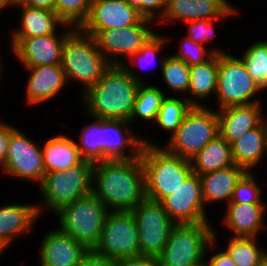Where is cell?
<instances>
[{"instance_id":"cell-1","label":"cell","mask_w":267,"mask_h":266,"mask_svg":"<svg viewBox=\"0 0 267 266\" xmlns=\"http://www.w3.org/2000/svg\"><path fill=\"white\" fill-rule=\"evenodd\" d=\"M92 194L110 211H131L145 197L141 157L94 163Z\"/></svg>"},{"instance_id":"cell-2","label":"cell","mask_w":267,"mask_h":266,"mask_svg":"<svg viewBox=\"0 0 267 266\" xmlns=\"http://www.w3.org/2000/svg\"><path fill=\"white\" fill-rule=\"evenodd\" d=\"M122 65H111L102 78L80 94L86 116L129 122L140 87Z\"/></svg>"},{"instance_id":"cell-3","label":"cell","mask_w":267,"mask_h":266,"mask_svg":"<svg viewBox=\"0 0 267 266\" xmlns=\"http://www.w3.org/2000/svg\"><path fill=\"white\" fill-rule=\"evenodd\" d=\"M143 144L140 157L144 168L145 197L161 202L193 172L191 163L168 153L159 143L147 138H143Z\"/></svg>"},{"instance_id":"cell-4","label":"cell","mask_w":267,"mask_h":266,"mask_svg":"<svg viewBox=\"0 0 267 266\" xmlns=\"http://www.w3.org/2000/svg\"><path fill=\"white\" fill-rule=\"evenodd\" d=\"M61 67L68 84L76 81L81 84V94L95 85L111 66L98 49L93 36L76 28L64 41Z\"/></svg>"},{"instance_id":"cell-5","label":"cell","mask_w":267,"mask_h":266,"mask_svg":"<svg viewBox=\"0 0 267 266\" xmlns=\"http://www.w3.org/2000/svg\"><path fill=\"white\" fill-rule=\"evenodd\" d=\"M93 166V162L83 160L68 170L46 173L38 186L42 198V203L36 204L39 216L46 209L54 215L63 206L92 194Z\"/></svg>"},{"instance_id":"cell-6","label":"cell","mask_w":267,"mask_h":266,"mask_svg":"<svg viewBox=\"0 0 267 266\" xmlns=\"http://www.w3.org/2000/svg\"><path fill=\"white\" fill-rule=\"evenodd\" d=\"M110 210L93 194L75 200L56 212L58 228L72 236L87 250L98 245L106 217Z\"/></svg>"},{"instance_id":"cell-7","label":"cell","mask_w":267,"mask_h":266,"mask_svg":"<svg viewBox=\"0 0 267 266\" xmlns=\"http://www.w3.org/2000/svg\"><path fill=\"white\" fill-rule=\"evenodd\" d=\"M219 135L215 108L193 106L175 133L161 145L168 153L190 160Z\"/></svg>"},{"instance_id":"cell-8","label":"cell","mask_w":267,"mask_h":266,"mask_svg":"<svg viewBox=\"0 0 267 266\" xmlns=\"http://www.w3.org/2000/svg\"><path fill=\"white\" fill-rule=\"evenodd\" d=\"M214 230L210 222L175 224L157 257L158 266H191L206 258Z\"/></svg>"},{"instance_id":"cell-9","label":"cell","mask_w":267,"mask_h":266,"mask_svg":"<svg viewBox=\"0 0 267 266\" xmlns=\"http://www.w3.org/2000/svg\"><path fill=\"white\" fill-rule=\"evenodd\" d=\"M239 57L229 52L218 54V80L215 94L218 109L263 102L262 98L258 99V97L264 91L251 77Z\"/></svg>"},{"instance_id":"cell-10","label":"cell","mask_w":267,"mask_h":266,"mask_svg":"<svg viewBox=\"0 0 267 266\" xmlns=\"http://www.w3.org/2000/svg\"><path fill=\"white\" fill-rule=\"evenodd\" d=\"M94 251L113 260L140 256L139 235L131 211H110Z\"/></svg>"},{"instance_id":"cell-11","label":"cell","mask_w":267,"mask_h":266,"mask_svg":"<svg viewBox=\"0 0 267 266\" xmlns=\"http://www.w3.org/2000/svg\"><path fill=\"white\" fill-rule=\"evenodd\" d=\"M131 212L137 224L140 255L158 257L164 250L175 223L160 202L148 198Z\"/></svg>"},{"instance_id":"cell-12","label":"cell","mask_w":267,"mask_h":266,"mask_svg":"<svg viewBox=\"0 0 267 266\" xmlns=\"http://www.w3.org/2000/svg\"><path fill=\"white\" fill-rule=\"evenodd\" d=\"M154 23L153 20L142 18L137 24L129 27L101 30L94 39L98 49L111 65H122L127 62L126 58L138 52L156 33L151 29Z\"/></svg>"},{"instance_id":"cell-13","label":"cell","mask_w":267,"mask_h":266,"mask_svg":"<svg viewBox=\"0 0 267 266\" xmlns=\"http://www.w3.org/2000/svg\"><path fill=\"white\" fill-rule=\"evenodd\" d=\"M33 140L18 128L12 133L2 173L14 179L28 180L39 185L46 171L41 145Z\"/></svg>"},{"instance_id":"cell-14","label":"cell","mask_w":267,"mask_h":266,"mask_svg":"<svg viewBox=\"0 0 267 266\" xmlns=\"http://www.w3.org/2000/svg\"><path fill=\"white\" fill-rule=\"evenodd\" d=\"M75 29L65 24L64 32L57 30L55 33L45 36L11 38V54L14 53L17 62H20L24 68L61 64L64 41Z\"/></svg>"},{"instance_id":"cell-15","label":"cell","mask_w":267,"mask_h":266,"mask_svg":"<svg viewBox=\"0 0 267 266\" xmlns=\"http://www.w3.org/2000/svg\"><path fill=\"white\" fill-rule=\"evenodd\" d=\"M160 203L175 224L211 222L202 199L200 176L193 172Z\"/></svg>"},{"instance_id":"cell-16","label":"cell","mask_w":267,"mask_h":266,"mask_svg":"<svg viewBox=\"0 0 267 266\" xmlns=\"http://www.w3.org/2000/svg\"><path fill=\"white\" fill-rule=\"evenodd\" d=\"M142 18L125 0H94L86 21L79 29L94 37L101 30L135 25Z\"/></svg>"},{"instance_id":"cell-17","label":"cell","mask_w":267,"mask_h":266,"mask_svg":"<svg viewBox=\"0 0 267 266\" xmlns=\"http://www.w3.org/2000/svg\"><path fill=\"white\" fill-rule=\"evenodd\" d=\"M28 71L25 102L27 106H38L48 102L68 86L65 73L60 64L23 68Z\"/></svg>"},{"instance_id":"cell-18","label":"cell","mask_w":267,"mask_h":266,"mask_svg":"<svg viewBox=\"0 0 267 266\" xmlns=\"http://www.w3.org/2000/svg\"><path fill=\"white\" fill-rule=\"evenodd\" d=\"M39 244V266H77L88 251L59 228L47 231Z\"/></svg>"},{"instance_id":"cell-19","label":"cell","mask_w":267,"mask_h":266,"mask_svg":"<svg viewBox=\"0 0 267 266\" xmlns=\"http://www.w3.org/2000/svg\"><path fill=\"white\" fill-rule=\"evenodd\" d=\"M132 127L127 121L104 119V160H132L140 157L143 138L134 133Z\"/></svg>"},{"instance_id":"cell-20","label":"cell","mask_w":267,"mask_h":266,"mask_svg":"<svg viewBox=\"0 0 267 266\" xmlns=\"http://www.w3.org/2000/svg\"><path fill=\"white\" fill-rule=\"evenodd\" d=\"M263 104V102H257L251 105L216 109L219 120V135L231 145L247 131L257 127L264 115Z\"/></svg>"},{"instance_id":"cell-21","label":"cell","mask_w":267,"mask_h":266,"mask_svg":"<svg viewBox=\"0 0 267 266\" xmlns=\"http://www.w3.org/2000/svg\"><path fill=\"white\" fill-rule=\"evenodd\" d=\"M225 207L222 223L233 233L231 237H259L267 228V205L228 203Z\"/></svg>"},{"instance_id":"cell-22","label":"cell","mask_w":267,"mask_h":266,"mask_svg":"<svg viewBox=\"0 0 267 266\" xmlns=\"http://www.w3.org/2000/svg\"><path fill=\"white\" fill-rule=\"evenodd\" d=\"M231 7L223 0H167L166 11L158 23L218 20Z\"/></svg>"},{"instance_id":"cell-23","label":"cell","mask_w":267,"mask_h":266,"mask_svg":"<svg viewBox=\"0 0 267 266\" xmlns=\"http://www.w3.org/2000/svg\"><path fill=\"white\" fill-rule=\"evenodd\" d=\"M36 201L34 203H9L0 206V241L8 248L15 240L34 231L39 220ZM34 226V227H33Z\"/></svg>"},{"instance_id":"cell-24","label":"cell","mask_w":267,"mask_h":266,"mask_svg":"<svg viewBox=\"0 0 267 266\" xmlns=\"http://www.w3.org/2000/svg\"><path fill=\"white\" fill-rule=\"evenodd\" d=\"M11 8H19L21 14L17 28L10 30V38H30L55 33L64 30L65 24L51 10L32 8L21 4L18 0L11 1ZM59 27V28H57ZM62 27V28H61Z\"/></svg>"},{"instance_id":"cell-25","label":"cell","mask_w":267,"mask_h":266,"mask_svg":"<svg viewBox=\"0 0 267 266\" xmlns=\"http://www.w3.org/2000/svg\"><path fill=\"white\" fill-rule=\"evenodd\" d=\"M69 137L65 133L51 135L41 145L46 173L68 170L84 160L75 139Z\"/></svg>"},{"instance_id":"cell-26","label":"cell","mask_w":267,"mask_h":266,"mask_svg":"<svg viewBox=\"0 0 267 266\" xmlns=\"http://www.w3.org/2000/svg\"><path fill=\"white\" fill-rule=\"evenodd\" d=\"M246 171L237 165L199 175L202 188V199L205 204L230 203L236 183Z\"/></svg>"},{"instance_id":"cell-27","label":"cell","mask_w":267,"mask_h":266,"mask_svg":"<svg viewBox=\"0 0 267 266\" xmlns=\"http://www.w3.org/2000/svg\"><path fill=\"white\" fill-rule=\"evenodd\" d=\"M218 54L202 64L190 66V85L187 99L192 106H207L205 101L216 94ZM204 101V103L202 102Z\"/></svg>"},{"instance_id":"cell-28","label":"cell","mask_w":267,"mask_h":266,"mask_svg":"<svg viewBox=\"0 0 267 266\" xmlns=\"http://www.w3.org/2000/svg\"><path fill=\"white\" fill-rule=\"evenodd\" d=\"M232 158L235 165L247 172H253L264 156L266 158L265 134L262 122L247 131L241 138L231 144Z\"/></svg>"},{"instance_id":"cell-29","label":"cell","mask_w":267,"mask_h":266,"mask_svg":"<svg viewBox=\"0 0 267 266\" xmlns=\"http://www.w3.org/2000/svg\"><path fill=\"white\" fill-rule=\"evenodd\" d=\"M192 171L203 175L235 165L231 145L220 135L190 159Z\"/></svg>"},{"instance_id":"cell-30","label":"cell","mask_w":267,"mask_h":266,"mask_svg":"<svg viewBox=\"0 0 267 266\" xmlns=\"http://www.w3.org/2000/svg\"><path fill=\"white\" fill-rule=\"evenodd\" d=\"M170 40L173 41L172 38L170 39L168 36L156 32L151 38L148 39V41L141 47V49L135 54L131 55L127 59L128 62H124L122 66L129 72V75L135 81L141 84L147 83L146 79H144V76L142 77L140 74L138 75L139 72H136V69H134L135 66L147 69V67L151 66L150 64L154 63L153 65H156L155 62L158 58V63L160 65L159 68L162 67L166 55L161 58L159 56L160 53L164 51V48L166 47V45H168L167 43ZM146 64L149 66H146ZM132 65L134 66V68H132Z\"/></svg>"},{"instance_id":"cell-31","label":"cell","mask_w":267,"mask_h":266,"mask_svg":"<svg viewBox=\"0 0 267 266\" xmlns=\"http://www.w3.org/2000/svg\"><path fill=\"white\" fill-rule=\"evenodd\" d=\"M87 117L93 121L80 129L76 146L84 160L93 163L104 161V119Z\"/></svg>"},{"instance_id":"cell-32","label":"cell","mask_w":267,"mask_h":266,"mask_svg":"<svg viewBox=\"0 0 267 266\" xmlns=\"http://www.w3.org/2000/svg\"><path fill=\"white\" fill-rule=\"evenodd\" d=\"M166 96H168V94H165L164 90L160 87L158 88V86L156 87L151 83L140 84L129 120L131 125L140 118V121H151L154 123L157 119L162 100Z\"/></svg>"},{"instance_id":"cell-33","label":"cell","mask_w":267,"mask_h":266,"mask_svg":"<svg viewBox=\"0 0 267 266\" xmlns=\"http://www.w3.org/2000/svg\"><path fill=\"white\" fill-rule=\"evenodd\" d=\"M258 237H230L224 248L236 266H262L267 249ZM266 249V250H265Z\"/></svg>"},{"instance_id":"cell-34","label":"cell","mask_w":267,"mask_h":266,"mask_svg":"<svg viewBox=\"0 0 267 266\" xmlns=\"http://www.w3.org/2000/svg\"><path fill=\"white\" fill-rule=\"evenodd\" d=\"M193 106L184 96H166L161 103L155 121L159 129L166 131L170 138L181 125L185 115Z\"/></svg>"},{"instance_id":"cell-35","label":"cell","mask_w":267,"mask_h":266,"mask_svg":"<svg viewBox=\"0 0 267 266\" xmlns=\"http://www.w3.org/2000/svg\"><path fill=\"white\" fill-rule=\"evenodd\" d=\"M160 71L164 81L163 83L168 87L167 93H169V96L174 93L178 97L179 95H182V97L184 95L187 99L190 85V67L184 61L168 54L164 59ZM170 90L172 91V94H170Z\"/></svg>"},{"instance_id":"cell-36","label":"cell","mask_w":267,"mask_h":266,"mask_svg":"<svg viewBox=\"0 0 267 266\" xmlns=\"http://www.w3.org/2000/svg\"><path fill=\"white\" fill-rule=\"evenodd\" d=\"M243 52L240 58L246 70L260 88L267 91V40L255 41Z\"/></svg>"},{"instance_id":"cell-37","label":"cell","mask_w":267,"mask_h":266,"mask_svg":"<svg viewBox=\"0 0 267 266\" xmlns=\"http://www.w3.org/2000/svg\"><path fill=\"white\" fill-rule=\"evenodd\" d=\"M94 0H56L53 11L67 25L80 28L86 21Z\"/></svg>"},{"instance_id":"cell-38","label":"cell","mask_w":267,"mask_h":266,"mask_svg":"<svg viewBox=\"0 0 267 266\" xmlns=\"http://www.w3.org/2000/svg\"><path fill=\"white\" fill-rule=\"evenodd\" d=\"M179 40V50H176L171 55L179 60L184 61L189 67L197 64H202L209 60L215 53L222 54L225 50L220 47L206 48L204 44H200L191 40L189 37L184 35Z\"/></svg>"},{"instance_id":"cell-39","label":"cell","mask_w":267,"mask_h":266,"mask_svg":"<svg viewBox=\"0 0 267 266\" xmlns=\"http://www.w3.org/2000/svg\"><path fill=\"white\" fill-rule=\"evenodd\" d=\"M256 179L254 172L246 171L236 183L230 203L266 204L262 198L263 189Z\"/></svg>"},{"instance_id":"cell-40","label":"cell","mask_w":267,"mask_h":266,"mask_svg":"<svg viewBox=\"0 0 267 266\" xmlns=\"http://www.w3.org/2000/svg\"><path fill=\"white\" fill-rule=\"evenodd\" d=\"M239 13V10L230 8L220 19L218 20H194L189 22H184L188 25L187 37L200 44H205L208 41L214 39L215 34V24L218 21L227 19L228 17H235Z\"/></svg>"},{"instance_id":"cell-41","label":"cell","mask_w":267,"mask_h":266,"mask_svg":"<svg viewBox=\"0 0 267 266\" xmlns=\"http://www.w3.org/2000/svg\"><path fill=\"white\" fill-rule=\"evenodd\" d=\"M134 7L143 18L157 24L165 14L167 0H125Z\"/></svg>"},{"instance_id":"cell-42","label":"cell","mask_w":267,"mask_h":266,"mask_svg":"<svg viewBox=\"0 0 267 266\" xmlns=\"http://www.w3.org/2000/svg\"><path fill=\"white\" fill-rule=\"evenodd\" d=\"M217 237L218 236H217L216 230H214V239L210 242V244L207 247V251H206V260L208 262V265L209 266H236L234 261L231 259V257L229 256V254L224 248H222L223 251L218 250L219 252H216V253L214 252L218 248L216 246L218 245V241L216 240L219 238ZM210 251H213L212 253L213 255L211 254V256H209ZM207 257H210V258H207Z\"/></svg>"},{"instance_id":"cell-43","label":"cell","mask_w":267,"mask_h":266,"mask_svg":"<svg viewBox=\"0 0 267 266\" xmlns=\"http://www.w3.org/2000/svg\"><path fill=\"white\" fill-rule=\"evenodd\" d=\"M10 124L11 123L8 124V122H4L2 119H0V170H2V172L5 168L7 149L11 135L17 129V127H14Z\"/></svg>"},{"instance_id":"cell-44","label":"cell","mask_w":267,"mask_h":266,"mask_svg":"<svg viewBox=\"0 0 267 266\" xmlns=\"http://www.w3.org/2000/svg\"><path fill=\"white\" fill-rule=\"evenodd\" d=\"M77 266H114V260L98 254L94 250H88Z\"/></svg>"},{"instance_id":"cell-45","label":"cell","mask_w":267,"mask_h":266,"mask_svg":"<svg viewBox=\"0 0 267 266\" xmlns=\"http://www.w3.org/2000/svg\"><path fill=\"white\" fill-rule=\"evenodd\" d=\"M114 266H158V259L154 256L145 255L120 258L114 260Z\"/></svg>"},{"instance_id":"cell-46","label":"cell","mask_w":267,"mask_h":266,"mask_svg":"<svg viewBox=\"0 0 267 266\" xmlns=\"http://www.w3.org/2000/svg\"><path fill=\"white\" fill-rule=\"evenodd\" d=\"M21 4L45 10L53 11L56 0H18Z\"/></svg>"},{"instance_id":"cell-47","label":"cell","mask_w":267,"mask_h":266,"mask_svg":"<svg viewBox=\"0 0 267 266\" xmlns=\"http://www.w3.org/2000/svg\"><path fill=\"white\" fill-rule=\"evenodd\" d=\"M266 114L263 115L262 118V124H263V129H264V134H265V149H266V154H267V116ZM267 158V156H266ZM267 161V160H266Z\"/></svg>"},{"instance_id":"cell-48","label":"cell","mask_w":267,"mask_h":266,"mask_svg":"<svg viewBox=\"0 0 267 266\" xmlns=\"http://www.w3.org/2000/svg\"><path fill=\"white\" fill-rule=\"evenodd\" d=\"M10 0H0V14L2 13L3 10L7 9L10 10Z\"/></svg>"},{"instance_id":"cell-49","label":"cell","mask_w":267,"mask_h":266,"mask_svg":"<svg viewBox=\"0 0 267 266\" xmlns=\"http://www.w3.org/2000/svg\"><path fill=\"white\" fill-rule=\"evenodd\" d=\"M191 266H209V265H208L206 258H204Z\"/></svg>"},{"instance_id":"cell-50","label":"cell","mask_w":267,"mask_h":266,"mask_svg":"<svg viewBox=\"0 0 267 266\" xmlns=\"http://www.w3.org/2000/svg\"><path fill=\"white\" fill-rule=\"evenodd\" d=\"M6 249H8V247L0 241V258Z\"/></svg>"},{"instance_id":"cell-51","label":"cell","mask_w":267,"mask_h":266,"mask_svg":"<svg viewBox=\"0 0 267 266\" xmlns=\"http://www.w3.org/2000/svg\"><path fill=\"white\" fill-rule=\"evenodd\" d=\"M223 1H225L231 8H234V9L238 10V8L235 5H233L232 3H230L229 0H223Z\"/></svg>"},{"instance_id":"cell-52","label":"cell","mask_w":267,"mask_h":266,"mask_svg":"<svg viewBox=\"0 0 267 266\" xmlns=\"http://www.w3.org/2000/svg\"><path fill=\"white\" fill-rule=\"evenodd\" d=\"M262 266H267V254H266L265 257H264Z\"/></svg>"},{"instance_id":"cell-53","label":"cell","mask_w":267,"mask_h":266,"mask_svg":"<svg viewBox=\"0 0 267 266\" xmlns=\"http://www.w3.org/2000/svg\"><path fill=\"white\" fill-rule=\"evenodd\" d=\"M3 60V58H1V54H0V73L3 71L2 69H3V64H2V61Z\"/></svg>"}]
</instances>
